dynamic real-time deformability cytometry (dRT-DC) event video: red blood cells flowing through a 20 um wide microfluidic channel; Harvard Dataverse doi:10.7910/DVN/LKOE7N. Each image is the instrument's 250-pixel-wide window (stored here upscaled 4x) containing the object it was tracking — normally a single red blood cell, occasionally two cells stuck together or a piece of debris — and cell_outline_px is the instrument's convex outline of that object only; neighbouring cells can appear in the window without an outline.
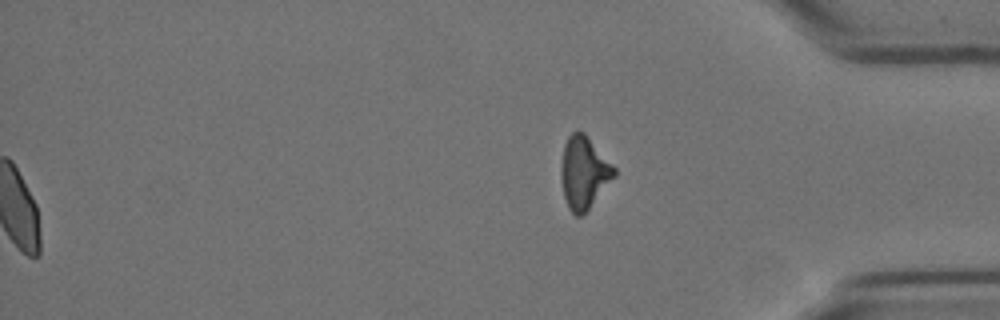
{"species": "Egyptian fruit bat (a non-hibernating species)", "species_latin": "Rousettus aegyptiacus", "temperature_condition": "cold", "stored_images_in_passage": 58, "segment_of_instrument_passage": [2, 2], "camera_frame_rate_fps": 3000, "um_per_image_px": 0.085, "animal": {"sex": "female"}, "frame": {"image": 1, "passage_image": 58, "time_ms": 19.0, "image_size_px": [1000, 320], "cell_outline_px": [[616, 176], [588, 208], [580, 216], [576, 216], [568, 208], [564, 196], [560, 172], [560, 168], [564, 144], [568, 136], [572, 132], [584, 132], [616, 168]], "centroid_in_image_um": [49.62, 14.65], "position_along_channel_um": 385.6, "area_um2": 22.2}}